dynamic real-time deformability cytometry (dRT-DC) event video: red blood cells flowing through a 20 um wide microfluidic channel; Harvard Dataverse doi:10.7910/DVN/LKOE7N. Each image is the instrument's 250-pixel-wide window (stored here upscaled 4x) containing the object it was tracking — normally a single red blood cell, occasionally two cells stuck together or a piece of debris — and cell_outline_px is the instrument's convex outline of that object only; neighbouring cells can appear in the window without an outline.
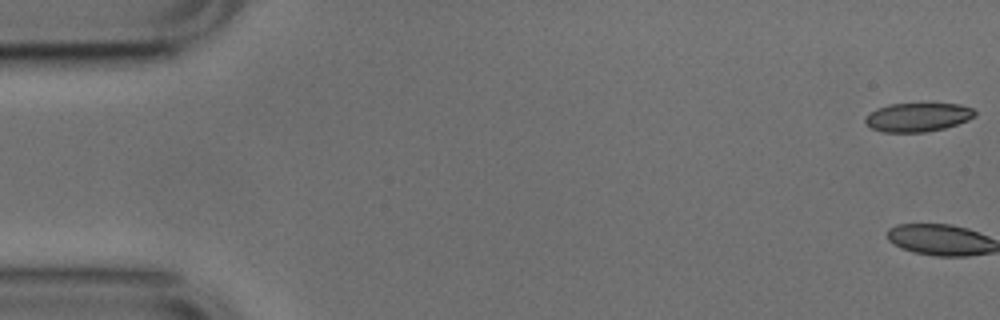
{"species": "common noctule bat (a hibernating species)", "species_latin": "Nyctalus noctula", "temperature_condition": "cold", "stored_images_in_passage": 2, "camera_frame_rate_fps": 3000, "um_per_image_px": 0.085, "animal": {"sex": "male", "body_mass_g": 17.9, "forearm_length_mm": 54.2}, "frame": {"image": 1, "passage_image": 1, "time_ms": 0.0, "image_size_px": [1000, 320], "cell_outline_px": [[976, 116], [968, 120], [944, 128], [924, 132], [884, 132], [872, 128], [864, 120], [864, 116], [876, 108], [888, 104], [960, 104], [972, 108], [976, 112]], "centroid_in_image_um": [78.0, 9.95], "position_along_channel_um": 7.0, "area_um2": 18.32}}